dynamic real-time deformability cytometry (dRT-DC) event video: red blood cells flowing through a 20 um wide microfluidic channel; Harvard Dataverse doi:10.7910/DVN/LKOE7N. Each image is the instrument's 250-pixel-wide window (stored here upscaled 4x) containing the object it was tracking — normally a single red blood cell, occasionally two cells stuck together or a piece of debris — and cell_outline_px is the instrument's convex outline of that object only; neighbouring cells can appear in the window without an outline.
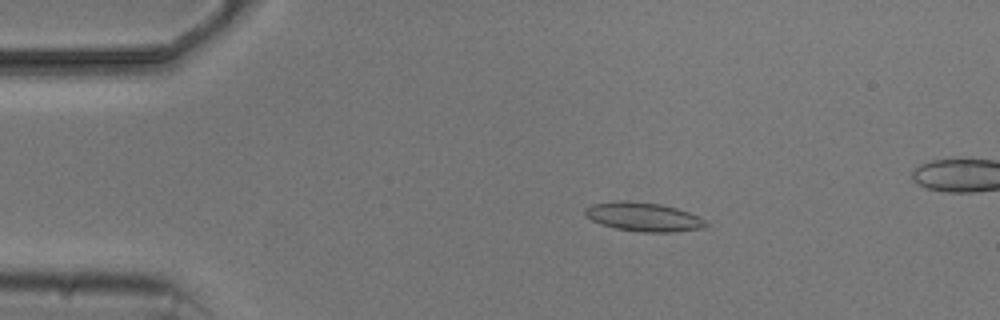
{"species": "common noctule bat (a hibernating species)", "species_latin": "Nyctalus noctula", "temperature_condition": "cold", "stored_images_in_passage": 5, "camera_frame_rate_fps": 3000, "um_per_image_px": 0.085, "animal": {"sex": "male", "body_mass_g": 20.5, "forearm_length_mm": 52.5}, "frame": {"image": 1, "passage_image": 3, "time_ms": 2.0, "image_size_px": [1000, 320], "cell_outline_px": [[712, 224], [708, 228], [672, 232], [644, 232], [616, 228], [600, 224], [584, 216], [584, 208], [592, 204], [628, 200], [660, 204], [676, 208], [688, 212], [708, 220]], "centroid_in_image_um": [54.76, 18.44], "position_along_channel_um": 30.2, "area_um2": 20.58}}